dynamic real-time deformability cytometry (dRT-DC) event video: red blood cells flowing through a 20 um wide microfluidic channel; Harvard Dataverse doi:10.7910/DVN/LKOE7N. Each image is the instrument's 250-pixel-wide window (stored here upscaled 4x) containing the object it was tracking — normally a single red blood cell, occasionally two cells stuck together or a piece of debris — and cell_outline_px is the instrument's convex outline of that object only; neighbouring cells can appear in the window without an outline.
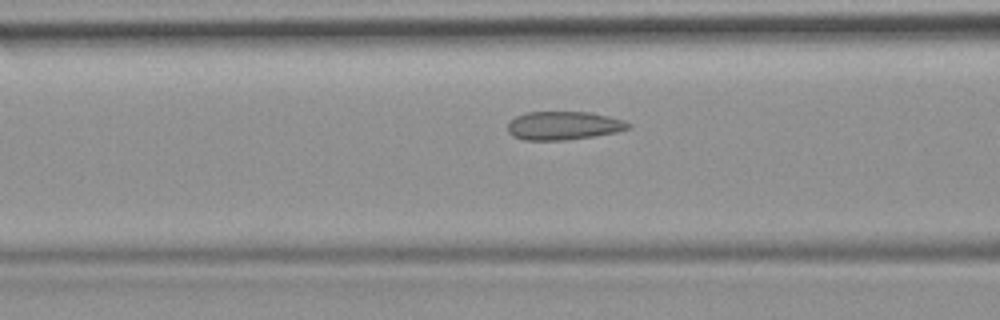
{"species": "common noctule bat (a hibernating species)", "species_latin": "Nyctalus noctula", "temperature_condition": "room temperature", "stored_images_in_passage": 9, "camera_frame_rate_fps": 3000, "um_per_image_px": 0.085, "animal": {"sex": "female", "body_mass_g": 19.9}, "frame": {"image": 1, "passage_image": 7, "time_ms": 2.0, "image_size_px": [1000, 320], "cell_outline_px": [[632, 124], [628, 128], [616, 132], [592, 136], [564, 140], [524, 140], [512, 136], [508, 132], [508, 120], [516, 116], [528, 112], [588, 112], [608, 116], [624, 120]], "centroid_in_image_um": [47.86, 10.67], "position_along_channel_um": 118.7, "area_um2": 19.94}}